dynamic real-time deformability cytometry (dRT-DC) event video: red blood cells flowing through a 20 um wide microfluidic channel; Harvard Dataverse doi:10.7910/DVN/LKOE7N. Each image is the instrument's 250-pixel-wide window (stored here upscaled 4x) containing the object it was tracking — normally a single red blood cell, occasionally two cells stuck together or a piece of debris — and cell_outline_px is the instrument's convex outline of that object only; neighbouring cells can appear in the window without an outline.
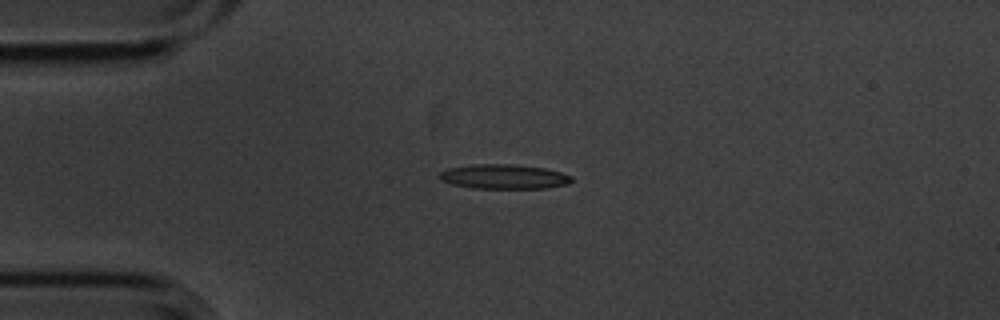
{"species": "common noctule bat (a hibernating species)", "species_latin": "Nyctalus noctula", "temperature_condition": "cold", "stored_images_in_passage": 3, "camera_frame_rate_fps": 3000, "um_per_image_px": 0.085, "animal": {"sex": "male", "body_mass_g": 20.1, "forearm_length_mm": 53.5}, "frame": {"image": 1, "passage_image": 2, "time_ms": 0.333, "image_size_px": [1000, 320], "cell_outline_px": [[572, 180], [568, 184], [548, 188], [472, 188], [452, 184], [440, 180], [440, 172], [448, 168], [472, 164], [512, 164], [544, 168], [560, 172], [572, 176]], "centroid_in_image_um": [42.83, 15.01], "position_along_channel_um": 42.2, "area_um2": 18.9}}